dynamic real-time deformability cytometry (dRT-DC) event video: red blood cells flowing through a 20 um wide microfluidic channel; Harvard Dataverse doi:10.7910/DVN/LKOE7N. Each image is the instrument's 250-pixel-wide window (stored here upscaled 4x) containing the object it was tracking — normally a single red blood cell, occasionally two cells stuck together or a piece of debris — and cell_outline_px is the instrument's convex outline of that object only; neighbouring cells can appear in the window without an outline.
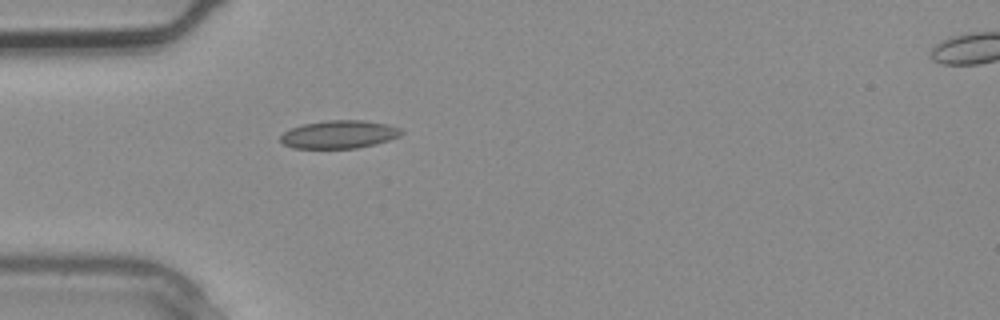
{"species": "common noctule bat (a hibernating species)", "species_latin": "Nyctalus noctula", "temperature_condition": "warm", "stored_images_in_passage": 4, "camera_frame_rate_fps": 3000, "um_per_image_px": 0.085, "animal": {"sex": "male", "body_mass_g": 20.4}, "frame": {"image": 1, "passage_image": 3, "time_ms": 0.667, "image_size_px": [1000, 320], "cell_outline_px": [[404, 132], [400, 136], [376, 144], [356, 148], [292, 148], [284, 144], [280, 140], [280, 136], [284, 132], [292, 128], [304, 124], [328, 120], [364, 120], [388, 124], [400, 128]], "centroid_in_image_um": [28.85, 11.42], "position_along_channel_um": 56.1, "area_um2": 19.71}}